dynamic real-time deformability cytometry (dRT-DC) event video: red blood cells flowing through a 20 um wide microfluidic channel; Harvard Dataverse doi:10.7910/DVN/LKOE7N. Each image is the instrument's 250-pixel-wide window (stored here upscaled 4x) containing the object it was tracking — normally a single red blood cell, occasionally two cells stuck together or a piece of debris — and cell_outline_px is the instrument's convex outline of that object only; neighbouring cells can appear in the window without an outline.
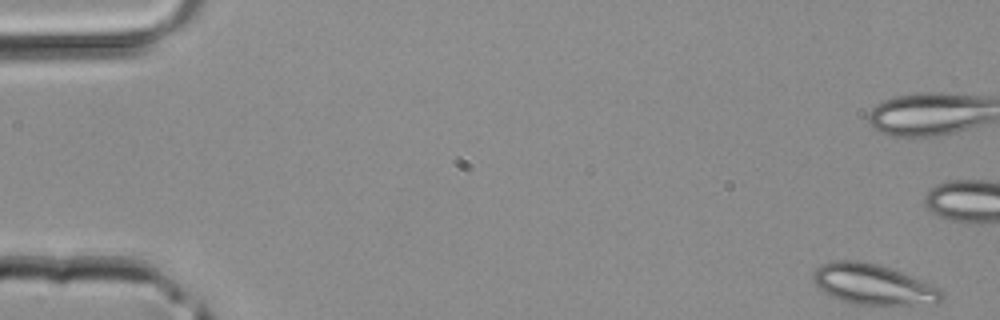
{"species": "common noctule bat (a hibernating species)", "species_latin": "Nyctalus noctula", "temperature_condition": "room temperature", "stored_images_in_passage": 43, "camera_frame_rate_fps": 3000, "um_per_image_px": 0.085, "animal": {"sex": "male", "body_mass_g": 20.4}, "frame": {"image": 1, "passage_image": 1, "time_ms": 0.0, "image_size_px": [1000, 320], "cell_outline_px": [[944, 300], [940, 304], [856, 304], [840, 300], [824, 292], [812, 280], [812, 272], [820, 264], [836, 260], [860, 260], [876, 264], [900, 272], [940, 288], [944, 292]], "centroid_in_image_um": [74.22, 24.17], "position_along_channel_um": 10.8, "area_um2": 30.23}}